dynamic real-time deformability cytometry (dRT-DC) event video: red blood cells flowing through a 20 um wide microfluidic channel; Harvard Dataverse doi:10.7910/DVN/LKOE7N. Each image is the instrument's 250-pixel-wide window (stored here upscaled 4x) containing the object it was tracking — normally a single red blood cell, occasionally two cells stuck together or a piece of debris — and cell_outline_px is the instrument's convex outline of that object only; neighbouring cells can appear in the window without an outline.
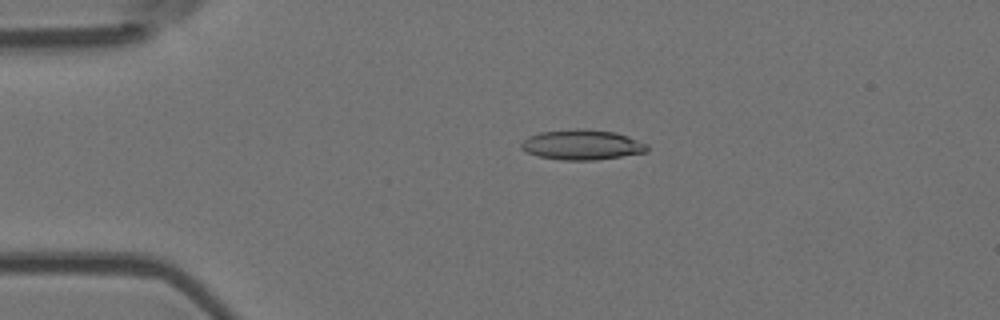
{"species": "Egyptian fruit bat (a non-hibernating species)", "species_latin": "Rousettus aegyptiacus", "temperature_condition": "room temperature", "stored_images_in_passage": 4, "camera_frame_rate_fps": 3000, "um_per_image_px": 0.085, "animal": {"sex": "female"}, "frame": {"image": 1, "passage_image": 3, "time_ms": 0.667, "image_size_px": [1000, 320], "cell_outline_px": [[648, 152], [596, 160], [560, 160], [536, 156], [520, 148], [520, 144], [528, 136], [540, 132], [576, 128], [584, 128], [616, 132], [628, 136], [648, 144]], "centroid_in_image_um": [49.47, 12.3], "position_along_channel_um": 35.5, "area_um2": 22.37}}